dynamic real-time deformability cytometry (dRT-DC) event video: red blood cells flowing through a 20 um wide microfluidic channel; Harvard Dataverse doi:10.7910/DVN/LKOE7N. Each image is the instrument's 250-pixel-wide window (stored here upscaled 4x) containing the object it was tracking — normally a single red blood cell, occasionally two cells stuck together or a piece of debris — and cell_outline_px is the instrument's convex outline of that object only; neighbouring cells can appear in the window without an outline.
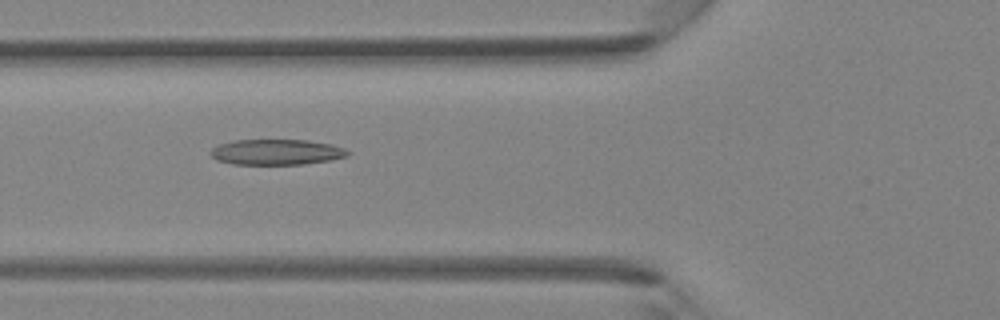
{"species": "Egyptian fruit bat (a non-hibernating species)", "species_latin": "Rousettus aegyptiacus", "temperature_condition": "room temperature", "stored_images_in_passage": 27, "camera_frame_rate_fps": 3000, "um_per_image_px": 0.085, "animal": {"sex": "female"}, "frame": {"image": 1, "passage_image": 5, "time_ms": 1.333, "image_size_px": [1000, 320], "cell_outline_px": [[352, 152], [348, 156], [332, 160], [304, 164], [232, 164], [216, 160], [208, 152], [212, 148], [220, 144], [236, 140], [308, 140], [332, 144], [344, 148]], "centroid_in_image_um": [23.53, 12.93], "position_along_channel_um": 102.3, "area_um2": 20.58}}
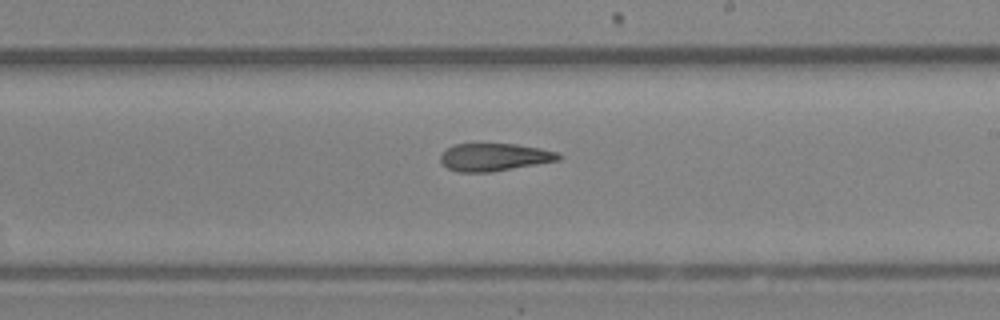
{"frame": {"image": 2, "passage_image": 14, "time_ms": 4.333, "image_size_px": [1000, 320], "cell_outline_px": [[564, 156], [560, 160], [488, 172], [460, 172], [448, 168], [440, 160], [440, 156], [452, 144], [516, 144], [540, 148], [560, 152]], "centroid_in_image_um": [42.06, 13.34], "position_along_channel_um": 246.9, "area_um2": 18.9}}
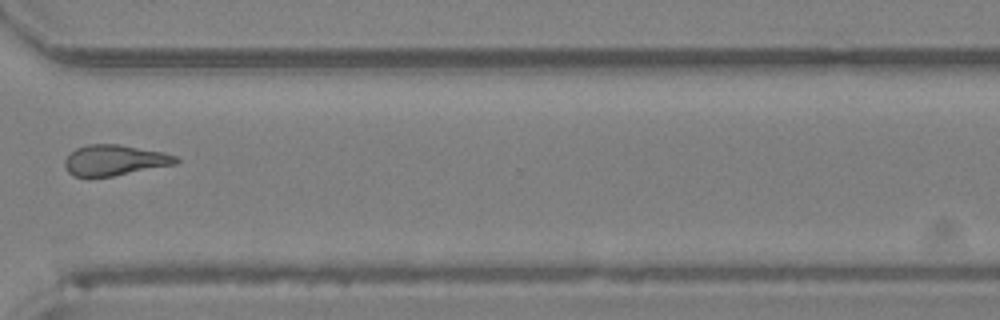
{"frame": {"image": 3, "passage_image": 21, "time_ms": 6.667, "image_size_px": [1000, 320], "cell_outline_px": [[180, 160], [176, 164], [112, 176], [88, 180], [72, 176], [68, 172], [64, 164], [64, 160], [76, 148], [88, 144], [120, 144], [164, 152], [176, 156]], "centroid_in_image_um": [9.7, 13.65], "position_along_channel_um": 360.9, "area_um2": 20.35}}